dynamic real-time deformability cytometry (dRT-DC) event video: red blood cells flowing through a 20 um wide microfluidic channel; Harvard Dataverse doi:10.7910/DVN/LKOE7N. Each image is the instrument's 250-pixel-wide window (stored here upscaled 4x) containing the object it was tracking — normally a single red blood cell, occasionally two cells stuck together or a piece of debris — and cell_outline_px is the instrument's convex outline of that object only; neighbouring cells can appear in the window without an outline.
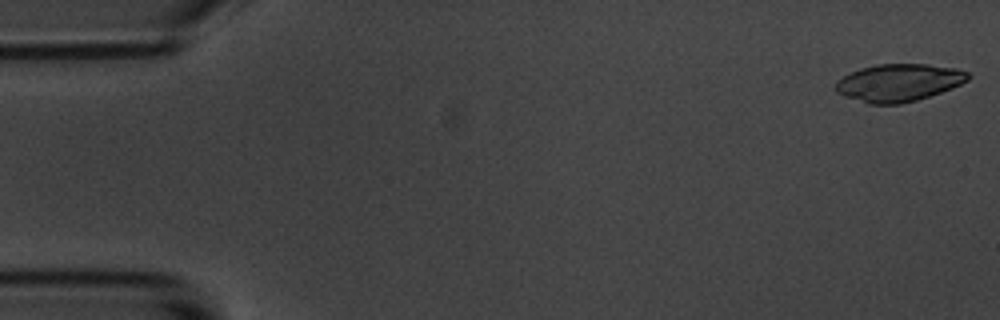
{"species": "common noctule bat (a hibernating species)", "species_latin": "Nyctalus noctula", "temperature_condition": "room temperature", "stored_images_in_passage": 55, "camera_frame_rate_fps": 3000, "um_per_image_px": 0.085, "animal": {"sex": "male", "body_mass_g": 20.1, "forearm_length_mm": 53.5}, "frame": {"image": 1, "passage_image": 1, "time_ms": 0.0, "image_size_px": [1000, 320], "cell_outline_px": [[972, 76], [968, 80], [952, 88], [916, 100], [900, 104], [868, 104], [844, 96], [836, 92], [836, 80], [860, 68], [876, 64], [928, 64], [956, 68], [968, 72]], "centroid_in_image_um": [76.39, 7.02], "position_along_channel_um": 8.6, "area_um2": 28.96}}